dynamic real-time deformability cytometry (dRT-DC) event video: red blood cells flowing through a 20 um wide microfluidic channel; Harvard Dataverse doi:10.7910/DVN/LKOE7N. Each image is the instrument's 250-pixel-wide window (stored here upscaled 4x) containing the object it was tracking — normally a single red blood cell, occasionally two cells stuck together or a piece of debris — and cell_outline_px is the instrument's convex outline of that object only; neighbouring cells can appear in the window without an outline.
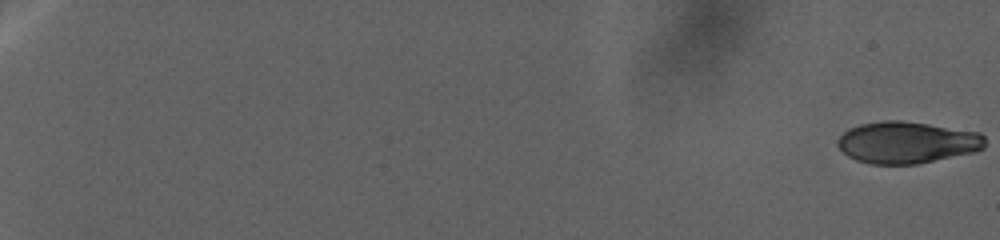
{"species": "human", "species_latin": "Homo sapiens", "temperature_condition": "warm", "stored_images_in_passage": 143, "camera_frame_rate_fps": 3000, "um_per_image_px": 0.085, "donor": {"sex": "female"}, "frame": {"image": 1, "passage_image": 1, "time_ms": 0.0, "image_size_px": [1000, 240], "cell_outline_px": [[984, 148], [976, 152], [916, 164], [868, 164], [856, 160], [848, 156], [836, 144], [836, 140], [848, 128], [860, 124], [884, 120], [900, 120], [928, 124], [980, 132], [984, 136]], "centroid_in_image_um": [77.08, 12.11], "position_along_channel_um": 7.9, "area_um2": 36.01}}
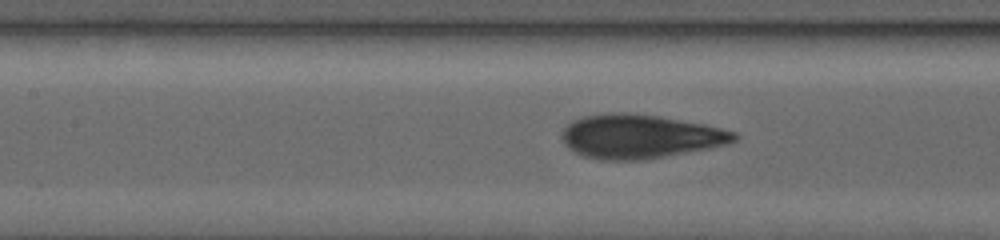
{"frame": {"image": 2, "passage_image": 82, "time_ms": 33.333, "image_size_px": [1000, 240], "cell_outline_px": [[740, 136], [736, 140], [728, 144], [712, 148], [644, 160], [600, 160], [584, 156], [568, 148], [564, 144], [560, 132], [572, 120], [584, 116], [608, 112], [628, 112], [660, 116], [704, 124], [736, 132]], "centroid_in_image_um": [54.4, 11.59], "position_along_channel_um": 153.0, "area_um2": 44.56}}
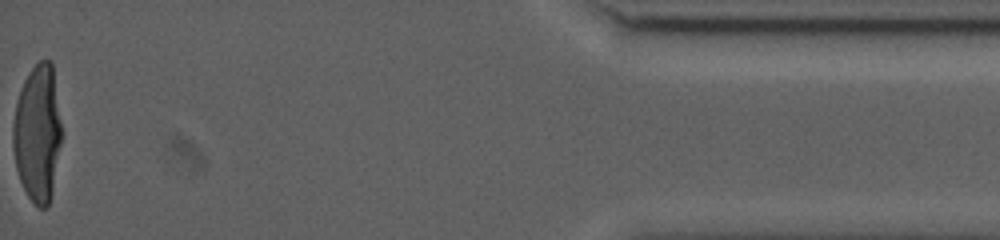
{"frame": {"image": 3, "passage_image": 143, "time_ms": 60.333, "image_size_px": [1000, 240], "cell_outline_px": [[64, 132], [52, 192], [48, 208], [40, 208], [28, 196], [20, 180], [16, 168], [12, 144], [12, 124], [16, 100], [20, 88], [28, 72], [40, 60], [52, 60]], "centroid_in_image_um": [3.22, 11.28], "position_along_channel_um": 432.0, "area_um2": 39.94}}